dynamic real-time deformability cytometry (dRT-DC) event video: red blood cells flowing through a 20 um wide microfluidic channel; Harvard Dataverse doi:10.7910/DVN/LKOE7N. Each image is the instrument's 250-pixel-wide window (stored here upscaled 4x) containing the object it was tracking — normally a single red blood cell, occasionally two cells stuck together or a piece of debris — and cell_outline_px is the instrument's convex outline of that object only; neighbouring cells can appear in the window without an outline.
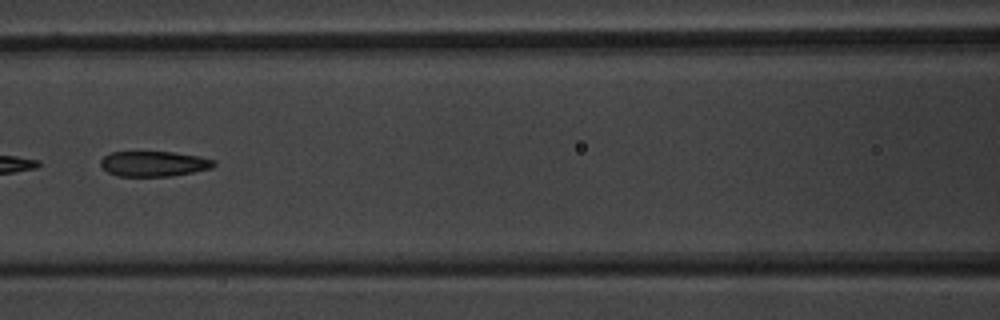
{"species": "common noctule bat (a hibernating species)", "species_latin": "Nyctalus noctula", "temperature_condition": "warm", "stored_images_in_passage": 50, "camera_frame_rate_fps": 3000, "um_per_image_px": 0.085, "animal": {"sex": "male", "body_mass_g": 20.1, "forearm_length_mm": 53.5}, "frame": {"image": 1, "passage_image": 23, "time_ms": 7.333, "image_size_px": [1000, 320], "cell_outline_px": [[216, 164], [212, 168], [192, 172], [168, 176], [120, 176], [108, 172], [100, 164], [100, 160], [104, 156], [112, 152], [172, 152], [200, 156], [216, 160]], "centroid_in_image_um": [13.1, 13.91], "position_along_channel_um": 153.5, "area_um2": 16.59}}
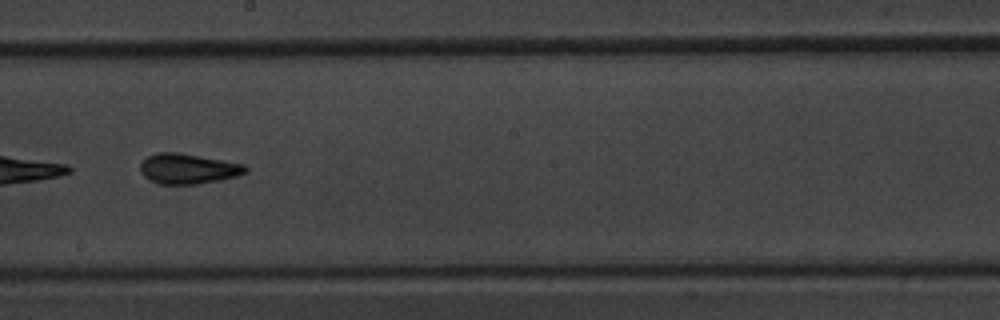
{"frame": {"image": 2, "passage_image": 29, "time_ms": 9.333, "image_size_px": [1000, 320], "cell_outline_px": [[248, 172], [236, 176], [220, 180], [196, 184], [160, 184], [144, 176], [140, 172], [140, 164], [148, 156], [156, 152], [176, 152], [224, 160], [244, 164], [248, 168]], "centroid_in_image_um": [16.0, 14.34], "position_along_channel_um": 232.2, "area_um2": 18.5}}
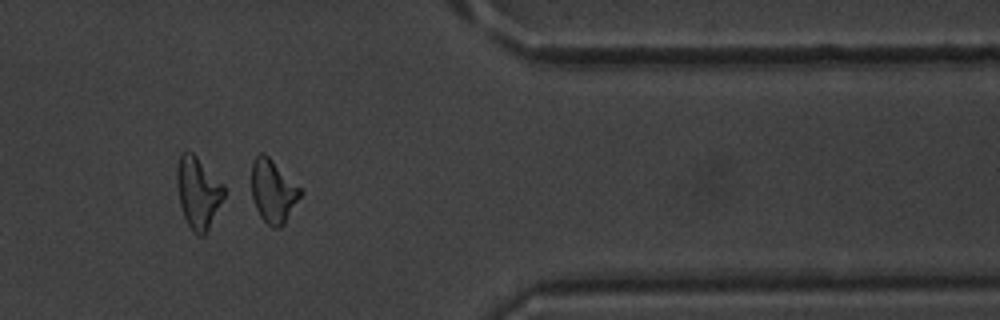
{"frame": {"image": 3, "passage_image": 42, "time_ms": 13.667, "image_size_px": [1000, 320], "cell_outline_px": [[304, 192], [284, 224], [280, 228], [272, 228], [260, 216], [256, 208], [252, 196], [252, 160], [260, 152], [264, 152]], "centroid_in_image_um": [23.21, 16.26], "position_along_channel_um": 388.2, "area_um2": 17.86}, "authors_computed_cell_mechanics": {"area_um2": 18.4671, "velocity_mm_per_s": 3.9365, "shape_relaxation_time_tau1_ms": 6.9245, "shape_relaxation_time_tau2_ms": 2.3114, "deformation_change_tau1": 0.1621, "deformation_change_tau2": 0.1038}}